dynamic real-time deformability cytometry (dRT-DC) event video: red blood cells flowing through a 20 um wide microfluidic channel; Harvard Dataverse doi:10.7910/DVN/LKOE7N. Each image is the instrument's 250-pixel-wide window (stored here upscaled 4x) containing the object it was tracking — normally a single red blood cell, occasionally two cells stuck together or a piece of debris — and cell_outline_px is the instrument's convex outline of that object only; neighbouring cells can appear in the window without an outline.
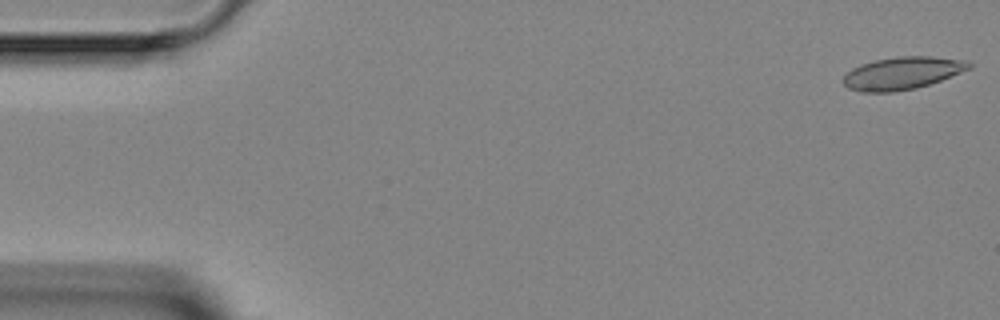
{"species": "Egyptian fruit bat (a non-hibernating species)", "species_latin": "Rousettus aegyptiacus", "temperature_condition": "room temperature", "stored_images_in_passage": 4, "segment_of_instrument_passage": [2, 2], "camera_frame_rate_fps": 3000, "um_per_image_px": 0.085, "animal": {"sex": "female"}, "frame": {"image": 1, "passage_image": 4, "time_ms": 4.333, "image_size_px": [1000, 320], "cell_outline_px": [[972, 68], [940, 80], [916, 88], [892, 92], [860, 92], [848, 88], [844, 84], [844, 76], [852, 68], [860, 64], [876, 60], [900, 56], [932, 56], [968, 60], [972, 64]], "centroid_in_image_um": [76.72, 6.21], "position_along_channel_um": 8.3, "area_um2": 23.81}}